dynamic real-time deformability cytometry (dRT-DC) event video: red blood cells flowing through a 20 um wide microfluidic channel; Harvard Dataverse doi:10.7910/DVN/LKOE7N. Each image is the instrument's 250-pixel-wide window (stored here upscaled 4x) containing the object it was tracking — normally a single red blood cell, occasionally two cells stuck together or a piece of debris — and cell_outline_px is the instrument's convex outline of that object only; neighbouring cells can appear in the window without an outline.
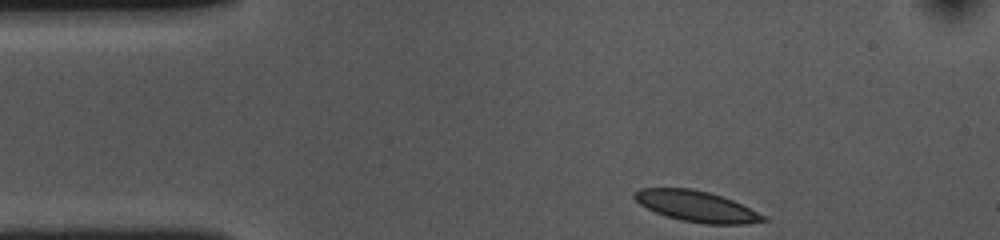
{"species": "common noctule bat (a hibernating species)", "species_latin": "Nyctalus noctula", "temperature_condition": "cold", "stored_images_in_passage": 37, "camera_frame_rate_fps": 3000, "um_per_image_px": 0.085, "animal": {"sex": "female", "body_mass_g": 10.0, "forearm_length_mm": 53.1}, "frame": {"image": 1, "passage_image": 1, "time_ms": 0.0, "image_size_px": [1000, 240], "cell_outline_px": [[768, 220], [748, 224], [704, 224], [680, 220], [656, 212], [640, 204], [632, 196], [640, 188], [692, 188], [708, 192], [732, 200], [768, 216]], "centroid_in_image_um": [59.25, 17.54], "position_along_channel_um": 25.8, "area_um2": 23.06}}
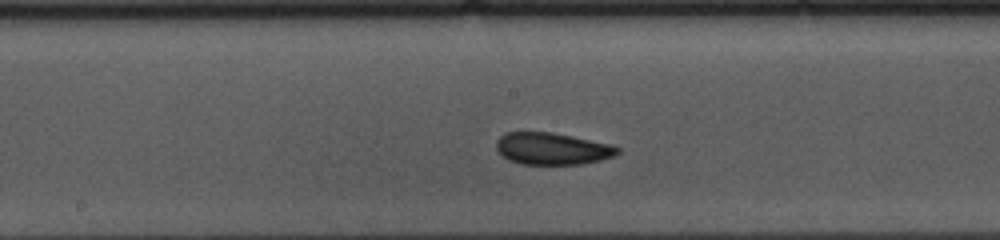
{"frame": {"image": 2, "passage_image": 20, "time_ms": 6.333, "image_size_px": [1000, 240], "cell_outline_px": [[620, 152], [616, 156], [584, 164], [520, 164], [508, 160], [496, 148], [496, 140], [504, 132], [552, 132], [612, 144], [620, 148]], "centroid_in_image_um": [46.96, 12.63], "position_along_channel_um": 201.2, "area_um2": 22.77}}
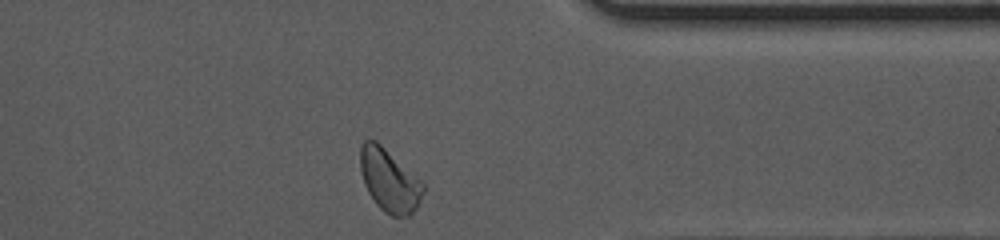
{"frame": {"image": 3, "passage_image": 36, "time_ms": 11.667, "image_size_px": [1000, 240], "cell_outline_px": [[424, 192], [416, 208], [408, 216], [392, 216], [384, 212], [376, 204], [368, 192], [364, 184], [360, 172], [360, 144], [364, 140], [376, 140], [424, 184]], "centroid_in_image_um": [33.06, 15.34], "position_along_channel_um": 378.3, "area_um2": 22.77}, "authors_computed_cell_mechanics": {"area_um2": 22.7732, "velocity_mm_per_s": 3.5414, "shape_relaxation_time_tau1_ms": 5.3408, "shape_relaxation_time_tau2_ms": 4.611, "deformation_change_tau1": 0.0969, "deformation_change_tau2": 0.0799}}